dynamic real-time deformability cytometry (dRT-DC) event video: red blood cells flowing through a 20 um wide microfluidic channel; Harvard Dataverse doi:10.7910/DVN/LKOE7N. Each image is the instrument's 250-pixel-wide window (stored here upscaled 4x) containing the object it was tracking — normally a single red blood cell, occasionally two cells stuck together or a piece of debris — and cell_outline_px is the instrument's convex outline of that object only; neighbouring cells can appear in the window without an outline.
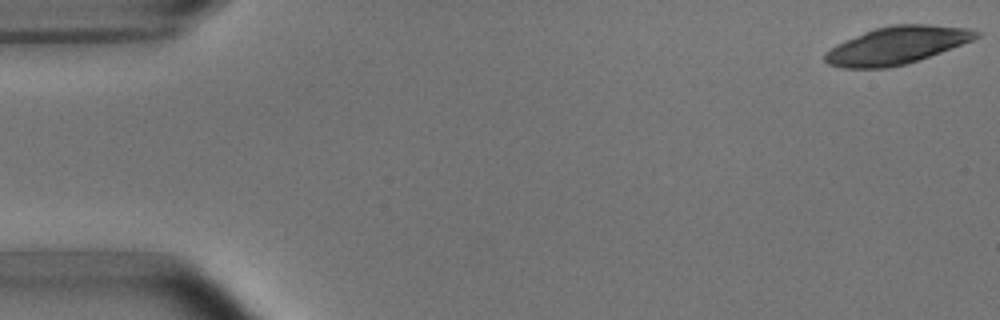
{"species": "common noctule bat (a hibernating species)", "species_latin": "Nyctalus noctula", "temperature_condition": "room temperature", "stored_images_in_passage": 5, "camera_frame_rate_fps": 3000, "um_per_image_px": 0.085, "animal": {"sex": "male", "body_mass_g": 15.6}, "frame": {"image": 1, "passage_image": 1, "time_ms": 0.0, "image_size_px": [1000, 320], "cell_outline_px": [[980, 36], [972, 40], [940, 52], [904, 64], [888, 68], [840, 68], [828, 64], [824, 60], [824, 56], [836, 44], [864, 32], [876, 28], [892, 24], [928, 24], [968, 28], [980, 32]], "centroid_in_image_um": [76.21, 3.85], "position_along_channel_um": 8.8, "area_um2": 32.66}}